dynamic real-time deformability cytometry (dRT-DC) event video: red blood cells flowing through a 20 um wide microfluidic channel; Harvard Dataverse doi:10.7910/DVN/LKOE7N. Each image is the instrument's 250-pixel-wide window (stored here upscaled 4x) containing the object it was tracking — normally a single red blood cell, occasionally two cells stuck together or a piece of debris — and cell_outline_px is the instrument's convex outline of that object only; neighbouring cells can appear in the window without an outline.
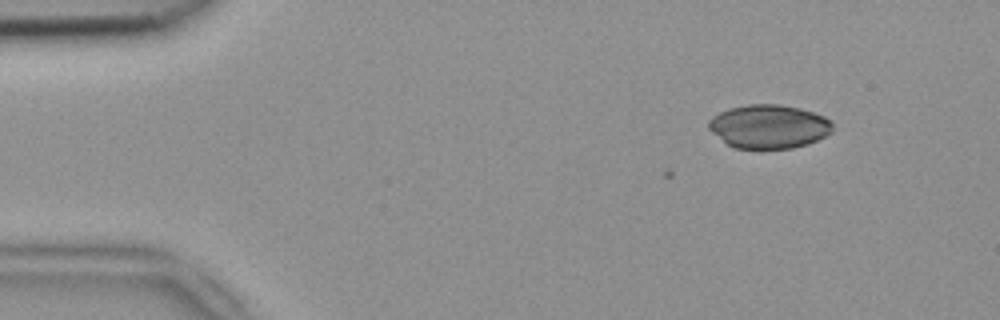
{"species": "common noctule bat (a hibernating species)", "species_latin": "Nyctalus noctula", "temperature_condition": "room temperature", "stored_images_in_passage": 2, "camera_frame_rate_fps": 3000, "um_per_image_px": 0.085, "animal": {"sex": "female", "body_mass_g": 18.4}, "frame": {"image": 1, "passage_image": 2, "time_ms": 0.333, "image_size_px": [1000, 320], "cell_outline_px": [[832, 132], [808, 144], [792, 148], [736, 148], [728, 144], [712, 132], [708, 128], [708, 120], [712, 116], [728, 108], [748, 104], [780, 104], [800, 108], [824, 116], [832, 120]], "centroid_in_image_um": [65.35, 10.74], "position_along_channel_um": 19.6, "area_um2": 31.56}}